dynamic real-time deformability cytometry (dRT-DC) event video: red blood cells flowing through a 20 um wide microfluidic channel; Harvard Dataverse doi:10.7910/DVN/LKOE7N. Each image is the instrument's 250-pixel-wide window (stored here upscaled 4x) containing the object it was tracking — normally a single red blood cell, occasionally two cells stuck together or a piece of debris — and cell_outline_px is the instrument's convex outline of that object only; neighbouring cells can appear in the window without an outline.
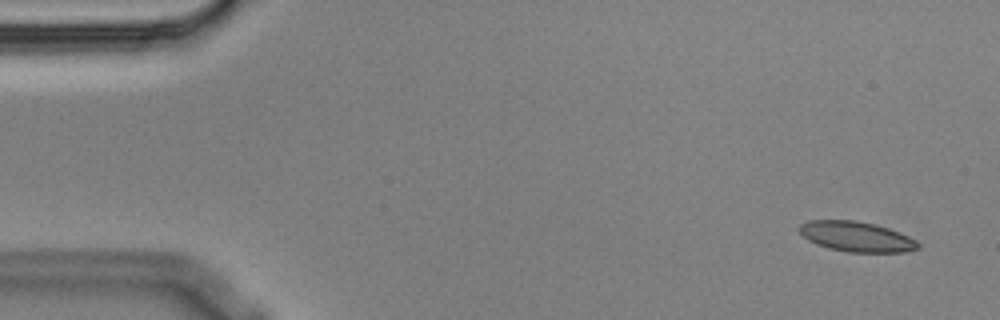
{"species": "Egyptian fruit bat (a non-hibernating species)", "species_latin": "Rousettus aegyptiacus", "temperature_condition": "cold", "stored_images_in_passage": 6, "camera_frame_rate_fps": 3000, "um_per_image_px": 0.085, "animal": {"sex": "male"}, "frame": {"image": 1, "passage_image": 1, "time_ms": 0.0, "image_size_px": [1000, 320], "cell_outline_px": [[920, 248], [904, 252], [848, 252], [828, 248], [816, 244], [808, 240], [796, 228], [800, 224], [808, 220], [856, 220], [888, 228], [900, 232], [916, 240], [920, 244]], "centroid_in_image_um": [72.78, 20.11], "position_along_channel_um": 12.2, "area_um2": 20.92}}
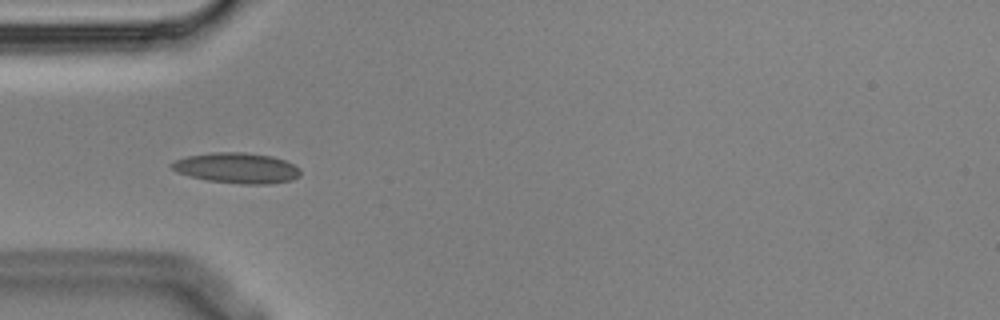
{"frame": {"image": 2, "passage_image": 5, "time_ms": 1.333, "image_size_px": [1000, 320], "cell_outline_px": [[300, 176], [292, 180], [268, 184], [240, 184], [208, 180], [188, 176], [176, 172], [168, 164], [172, 160], [188, 156], [212, 152], [244, 152], [272, 156], [284, 160], [300, 168]], "centroid_in_image_um": [20.1, 14.28], "position_along_channel_um": 64.9, "area_um2": 23.06}}
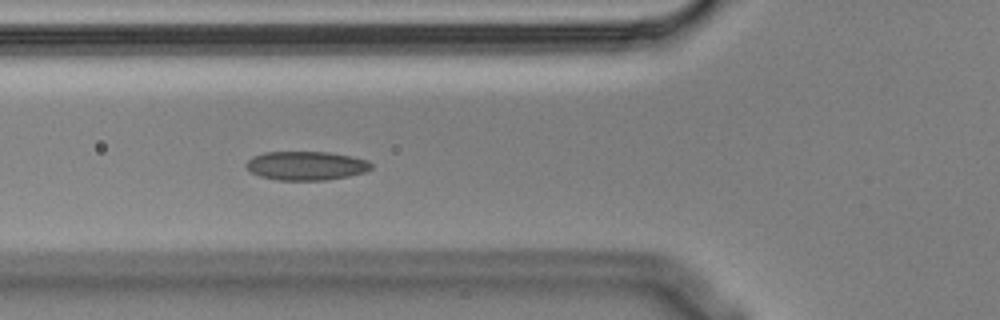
{"frame": {"image": 3, "passage_image": 6, "time_ms": 1.667, "image_size_px": [1000, 320], "cell_outline_px": [[372, 168], [364, 172], [348, 176], [324, 180], [276, 180], [260, 176], [252, 172], [244, 164], [252, 156], [264, 152], [328, 152], [368, 160], [372, 164]], "centroid_in_image_um": [26.0, 14.08], "position_along_channel_um": 99.8, "area_um2": 20.92}}